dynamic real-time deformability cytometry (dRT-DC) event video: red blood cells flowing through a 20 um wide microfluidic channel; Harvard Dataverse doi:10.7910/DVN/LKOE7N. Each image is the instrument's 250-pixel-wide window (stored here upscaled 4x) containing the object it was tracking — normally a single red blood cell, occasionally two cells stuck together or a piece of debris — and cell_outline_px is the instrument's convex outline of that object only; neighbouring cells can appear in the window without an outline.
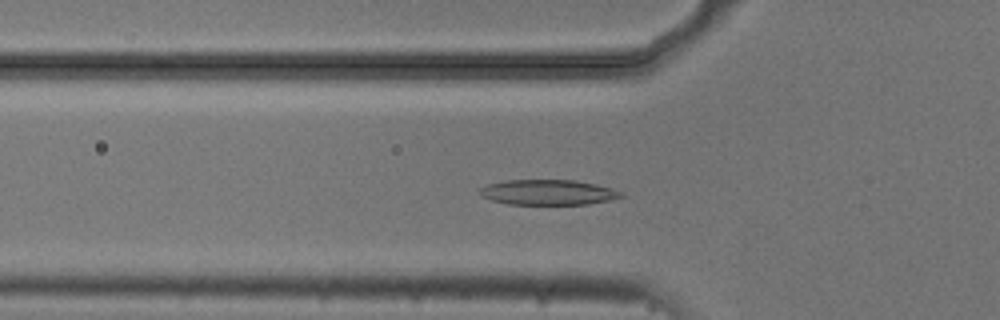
{"species": "common noctule bat (a hibernating species)", "species_latin": "Nyctalus noctula", "temperature_condition": "cold", "stored_images_in_passage": 48, "camera_frame_rate_fps": 3000, "um_per_image_px": 0.085, "animal": {"sex": "male", "body_mass_g": 20.5, "forearm_length_mm": 52.5}, "frame": {"image": 1, "passage_image": 12, "time_ms": 3.667, "image_size_px": [1000, 320], "cell_outline_px": [[624, 196], [608, 200], [588, 204], [508, 204], [492, 200], [480, 196], [480, 188], [488, 184], [504, 180], [576, 180], [596, 184], [612, 188], [624, 192]], "centroid_in_image_um": [46.59, 16.34], "position_along_channel_um": 79.2, "area_um2": 20.81}}
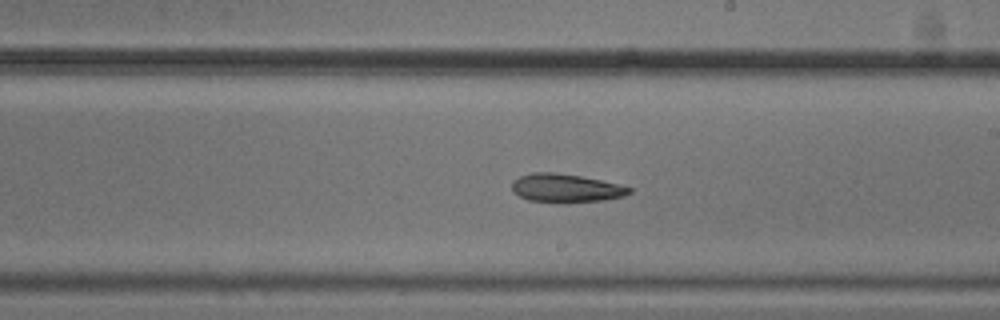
{"frame": {"image": 2, "passage_image": 25, "time_ms": 8.0, "image_size_px": [1000, 320], "cell_outline_px": [[632, 192], [624, 196], [604, 200], [568, 204], [556, 204], [528, 200], [520, 196], [512, 188], [512, 180], [520, 176], [532, 172], [552, 172], [580, 176], [600, 180], [632, 188]], "centroid_in_image_um": [48.08, 16.02], "position_along_channel_um": 240.9, "area_um2": 19.77}}
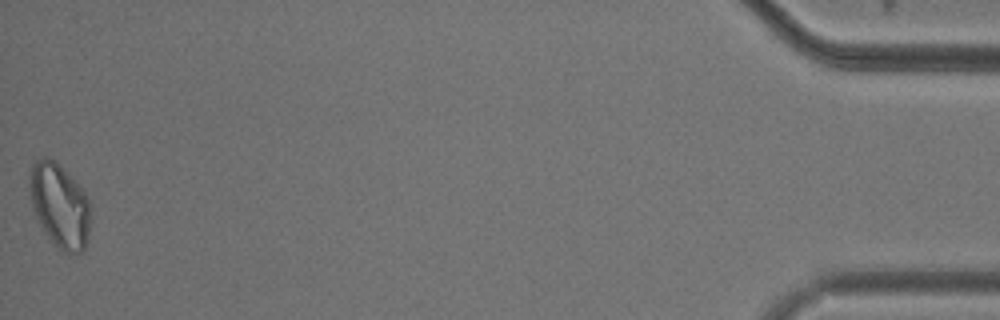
{"frame": {"image": 3, "passage_image": 48, "time_ms": 15.667, "image_size_px": [1000, 320], "cell_outline_px": [[88, 236], [84, 248], [80, 252], [64, 252], [56, 248], [48, 240], [36, 216], [32, 204], [28, 184], [28, 176], [32, 164], [36, 160], [44, 156], [48, 156], [56, 160], [84, 192], [88, 200]], "centroid_in_image_um": [5.01, 17.44], "position_along_channel_um": 430.2, "area_um2": 29.71}, "authors_computed_cell_mechanics": {"area_um2": 21.2126, "velocity_mm_per_s": 3.7117, "shape_relaxation_time_tau1_ms": 4.7642, "shape_relaxation_time_tau2_ms": null, "deformation_change_tau1": 0.1232, "deformation_change_tau2": null}}